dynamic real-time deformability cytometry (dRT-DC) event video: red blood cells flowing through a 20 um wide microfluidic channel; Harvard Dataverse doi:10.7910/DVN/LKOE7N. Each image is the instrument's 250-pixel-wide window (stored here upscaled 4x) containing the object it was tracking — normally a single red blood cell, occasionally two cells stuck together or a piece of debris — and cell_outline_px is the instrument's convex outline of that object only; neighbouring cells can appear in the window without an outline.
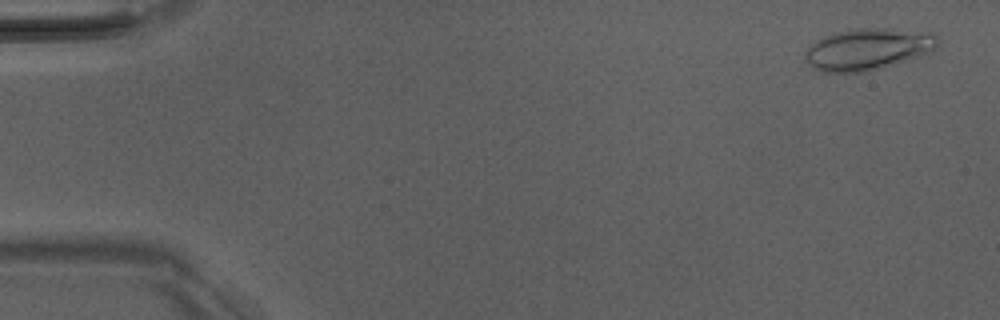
{"species": "Egyptian fruit bat (a non-hibernating species)", "species_latin": "Rousettus aegyptiacus", "temperature_condition": "room temperature", "stored_images_in_passage": 50, "camera_frame_rate_fps": 3000, "um_per_image_px": 0.085, "animal": {"sex": "male"}, "frame": {"image": 1, "passage_image": 2, "time_ms": 0.333, "image_size_px": [1000, 320], "cell_outline_px": [[940, 44], [932, 52], [920, 56], [868, 72], [820, 72], [808, 64], [804, 60], [804, 56], [808, 48], [816, 40], [832, 32], [856, 28], [888, 28], [936, 32], [940, 40]], "centroid_in_image_um": [73.82, 4.16], "position_along_channel_um": 11.2, "area_um2": 32.83}}
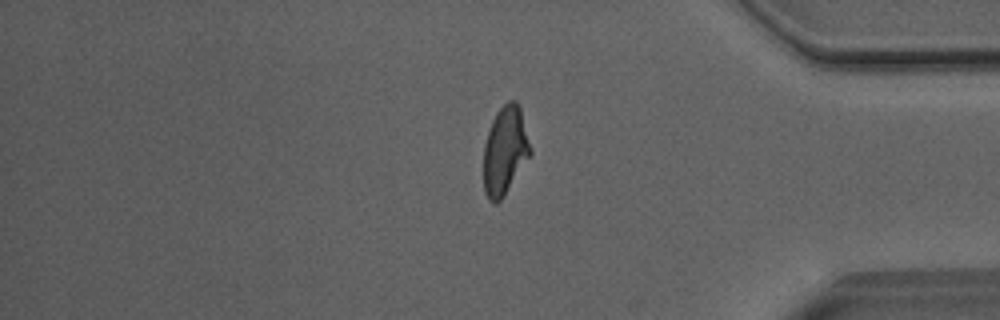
{"frame": {"image": 2, "passage_image": 42, "time_ms": 13.667, "image_size_px": [1000, 320], "cell_outline_px": [[532, 152], [504, 196], [496, 204], [488, 200], [484, 192], [484, 144], [492, 120], [496, 112], [508, 100], [516, 100], [520, 108], [532, 148]], "centroid_in_image_um": [42.92, 12.8], "position_along_channel_um": 392.3, "area_um2": 24.04}}
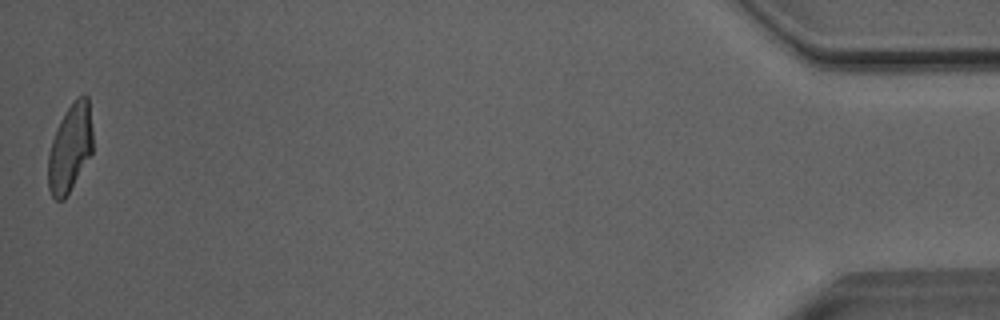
{"frame": {"image": 3, "passage_image": 50, "time_ms": 16.333, "image_size_px": [1000, 320], "cell_outline_px": [[92, 152], [64, 200], [56, 200], [52, 196], [48, 188], [48, 152], [56, 128], [60, 120], [68, 108], [84, 92], [88, 96], [92, 128]], "centroid_in_image_um": [5.94, 12.58], "position_along_channel_um": 429.3, "area_um2": 22.66}, "authors_computed_cell_mechanics": {"area_um2": 23.9581, "velocity_mm_per_s": 4.0741, "shape_relaxation_time_tau1_ms": 4.1603, "shape_relaxation_time_tau2_ms": 1.1355, "deformation_change_tau1": 0.1846, "deformation_change_tau2": 0.081}}